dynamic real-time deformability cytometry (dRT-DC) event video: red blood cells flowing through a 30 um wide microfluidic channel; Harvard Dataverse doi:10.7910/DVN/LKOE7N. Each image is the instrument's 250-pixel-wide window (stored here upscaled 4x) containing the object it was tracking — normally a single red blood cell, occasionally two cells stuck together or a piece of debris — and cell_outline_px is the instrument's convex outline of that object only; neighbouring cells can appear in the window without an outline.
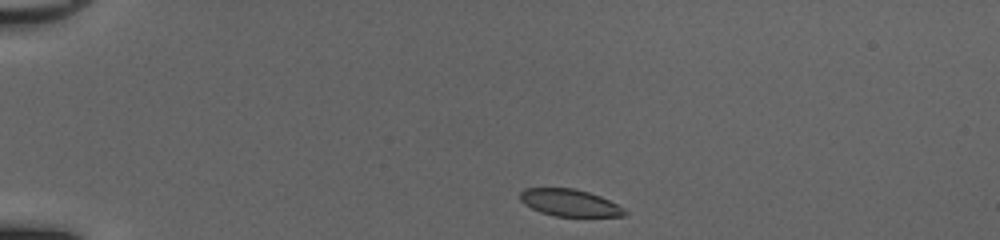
{"species": "common noctule bat (a hibernating species)", "species_latin": "Nyctalus noctula", "temperature_condition": "cold", "stored_images_in_passage": 40, "camera_frame_rate_fps": 3000, "um_per_image_px": 0.085, "animal": {"sex": "female", "body_mass_g": 20.0, "forearm_length_mm": 54.0}, "frame": {"image": 1, "passage_image": 1, "time_ms": 0.0, "image_size_px": [1000, 240], "cell_outline_px": [[628, 212], [624, 216], [556, 216], [540, 212], [524, 204], [520, 200], [520, 192], [524, 188], [576, 188], [600, 196], [624, 208]], "centroid_in_image_um": [48.41, 17.23], "position_along_channel_um": 36.6, "area_um2": 16.42}}
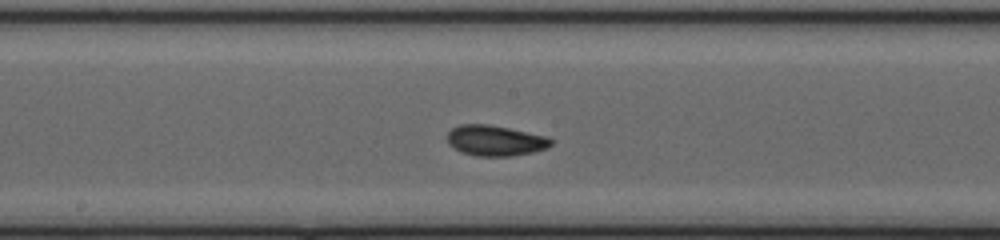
{"frame": {"image": 2, "passage_image": 18, "time_ms": 5.667, "image_size_px": [1000, 240], "cell_outline_px": [[552, 144], [548, 148], [532, 152], [512, 156], [476, 156], [460, 152], [448, 144], [448, 132], [452, 128], [460, 124], [488, 124], [548, 136], [552, 140]], "centroid_in_image_um": [42.09, 11.95], "position_along_channel_um": 206.1, "area_um2": 18.55}}
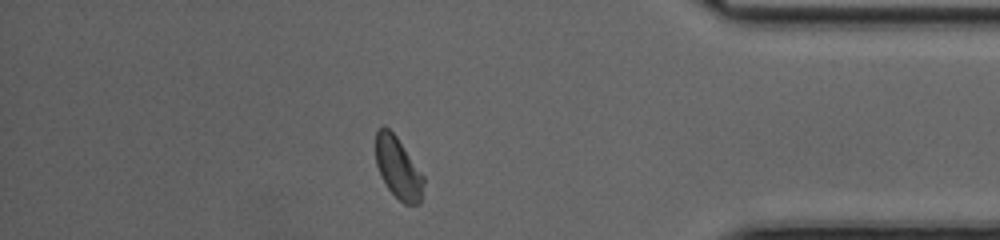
{"frame": {"image": 3, "passage_image": 34, "time_ms": 11.0, "image_size_px": [1000, 240], "cell_outline_px": [[424, 184], [420, 204], [404, 204], [388, 188], [380, 176], [376, 164], [376, 132], [384, 124], [396, 136], [424, 176]], "centroid_in_image_um": [33.84, 14.28], "position_along_channel_um": 401.4, "area_um2": 17.05}, "authors_computed_cell_mechanics": {"area_um2": 17.8313, "velocity_mm_per_s": 4.1422, "shape_relaxation_time_tau1_ms": 3.9535, "shape_relaxation_time_tau2_ms": 1.6364, "deformation_change_tau1": 0.0923, "deformation_change_tau2": 0.0389}}